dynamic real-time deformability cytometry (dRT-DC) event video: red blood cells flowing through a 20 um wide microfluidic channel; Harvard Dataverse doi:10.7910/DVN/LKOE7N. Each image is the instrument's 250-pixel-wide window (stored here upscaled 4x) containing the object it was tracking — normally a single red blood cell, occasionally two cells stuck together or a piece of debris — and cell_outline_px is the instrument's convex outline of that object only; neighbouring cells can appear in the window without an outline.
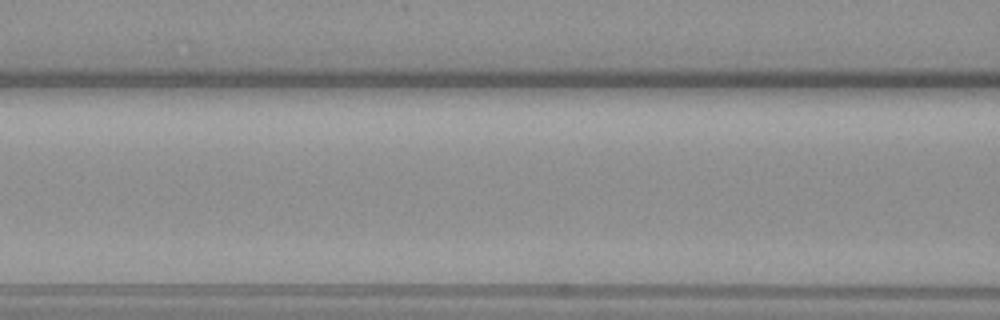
{"species": "common noctule bat (a hibernating species)", "species_latin": "Nyctalus noctula", "temperature_condition": "warm", "stored_images_in_passage": 5, "segment_of_instrument_passage": [1, 2], "camera_frame_rate_fps": 3000, "um_per_image_px": 0.085, "animal": {"sex": "female", "body_mass_g": 19.3, "forearm_length_mm": 54.1}, "frame": {"image": 1, "passage_image": 3, "time_ms": 0.667, "image_size_px": [1000, 320], "cell_outline_px": [[684, 196], [676, 200], [628, 200], [588, 184], [596, 176], [660, 180], [676, 184], [684, 192]], "centroid_in_image_um": [54.27, 16.02], "position_along_channel_um": 112.3, "area_um2": 11.68}}